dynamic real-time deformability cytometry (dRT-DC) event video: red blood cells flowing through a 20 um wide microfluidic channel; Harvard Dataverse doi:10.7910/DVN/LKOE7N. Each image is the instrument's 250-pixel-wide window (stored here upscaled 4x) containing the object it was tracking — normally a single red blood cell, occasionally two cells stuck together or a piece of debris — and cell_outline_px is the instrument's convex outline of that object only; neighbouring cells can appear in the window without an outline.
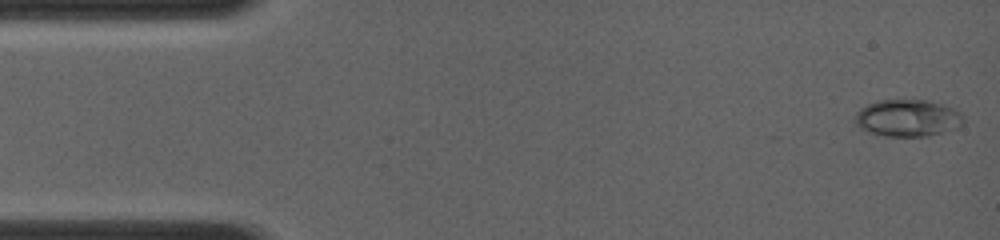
{"species": "common noctule bat (a hibernating species)", "species_latin": "Nyctalus noctula", "temperature_condition": "room temperature", "stored_images_in_passage": 12, "camera_frame_rate_fps": 4000, "um_per_image_px": 0.085, "animal": {"sex": "female", "body_mass_g": 19.0, "forearm_length_mm": 56.7}, "frame": {"image": 1, "passage_image": 1, "time_ms": 0.0, "image_size_px": [1000, 240], "cell_outline_px": [[964, 120], [960, 124], [944, 132], [928, 136], [888, 136], [868, 132], [856, 124], [856, 116], [860, 108], [876, 100], [928, 100], [952, 108], [960, 112], [964, 116]], "centroid_in_image_um": [77.14, 10.02], "position_along_channel_um": 7.9, "area_um2": 23.06}}
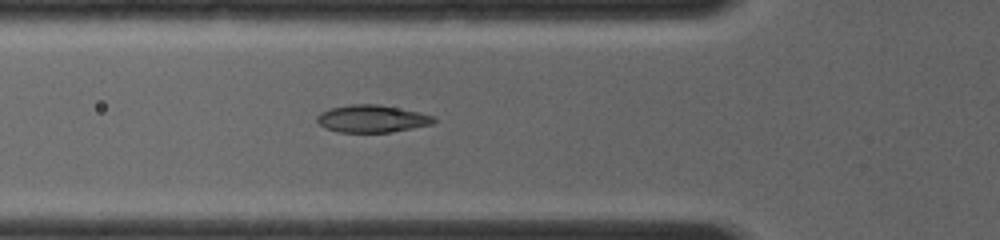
{"frame": {"image": 2, "passage_image": 12, "time_ms": 4.5, "image_size_px": [1000, 240], "cell_outline_px": [[436, 120], [432, 124], [392, 132], [336, 132], [324, 128], [316, 120], [316, 116], [320, 112], [332, 108], [352, 104], [380, 104], [416, 112], [432, 116]], "centroid_in_image_um": [31.56, 10.1], "position_along_channel_um": 94.2, "area_um2": 18.5}}